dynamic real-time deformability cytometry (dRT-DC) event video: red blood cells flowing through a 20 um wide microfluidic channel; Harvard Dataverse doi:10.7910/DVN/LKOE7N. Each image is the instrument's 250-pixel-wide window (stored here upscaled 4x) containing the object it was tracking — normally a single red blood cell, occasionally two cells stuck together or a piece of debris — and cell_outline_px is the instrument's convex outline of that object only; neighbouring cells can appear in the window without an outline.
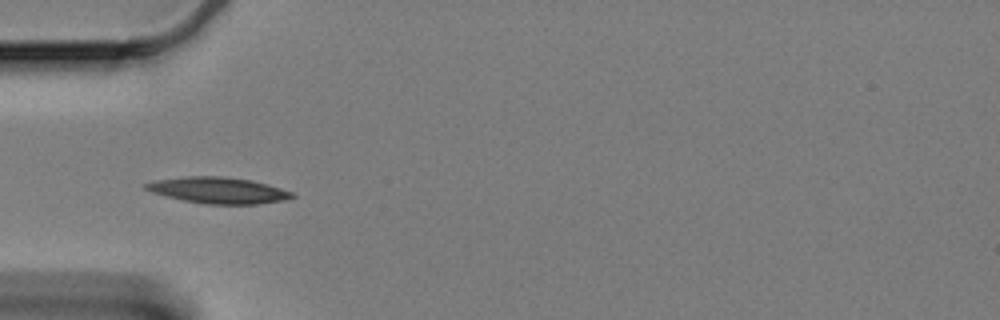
{"species": "Egyptian fruit bat (a non-hibernating species)", "species_latin": "Rousettus aegyptiacus", "temperature_condition": "cold", "stored_images_in_passage": 12, "camera_frame_rate_fps": 3000, "um_per_image_px": 0.085, "animal": {"sex": "female"}, "frame": {"image": 1, "passage_image": 3, "time_ms": 0.667, "image_size_px": [1000, 320], "cell_outline_px": [[296, 196], [284, 200], [256, 204], [204, 204], [164, 196], [152, 192], [144, 188], [144, 184], [156, 180], [188, 176], [220, 176], [252, 180], [268, 184], [292, 192]], "centroid_in_image_um": [18.55, 16.17], "position_along_channel_um": 66.5, "area_um2": 22.25}}
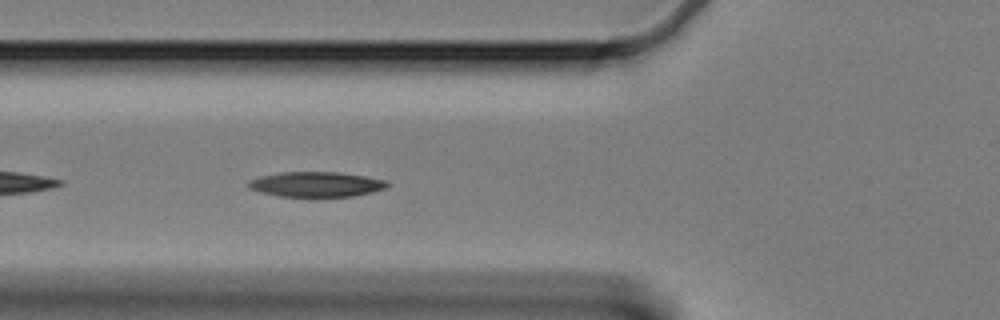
{"frame": {"image": 2, "passage_image": 6, "time_ms": 1.667, "image_size_px": [1000, 320], "cell_outline_px": [[388, 188], [372, 192], [352, 196], [280, 196], [260, 192], [248, 188], [244, 184], [248, 180], [260, 176], [280, 172], [340, 172], [388, 180]], "centroid_in_image_um": [26.85, 15.66], "position_along_channel_um": 99.0, "area_um2": 20.4}}
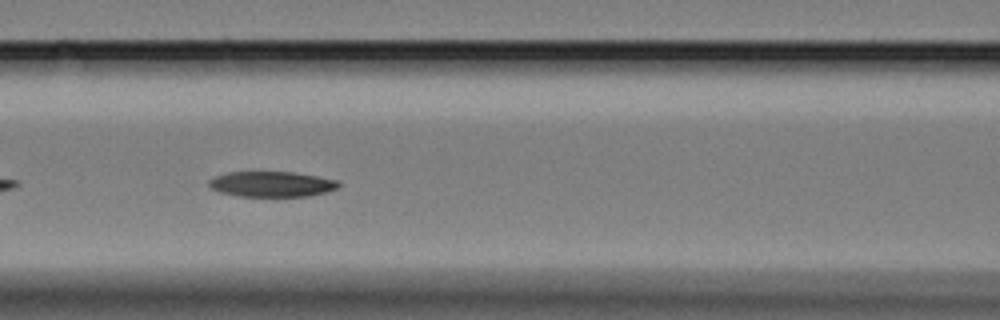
{"frame": {"image": 3, "passage_image": 10, "time_ms": 3.0, "image_size_px": [1000, 320], "cell_outline_px": [[340, 184], [336, 188], [328, 192], [308, 196], [236, 196], [220, 192], [212, 188], [208, 184], [208, 180], [216, 176], [228, 172], [296, 172], [340, 180]], "centroid_in_image_um": [23.13, 15.64], "position_along_channel_um": 143.5, "area_um2": 19.31}}